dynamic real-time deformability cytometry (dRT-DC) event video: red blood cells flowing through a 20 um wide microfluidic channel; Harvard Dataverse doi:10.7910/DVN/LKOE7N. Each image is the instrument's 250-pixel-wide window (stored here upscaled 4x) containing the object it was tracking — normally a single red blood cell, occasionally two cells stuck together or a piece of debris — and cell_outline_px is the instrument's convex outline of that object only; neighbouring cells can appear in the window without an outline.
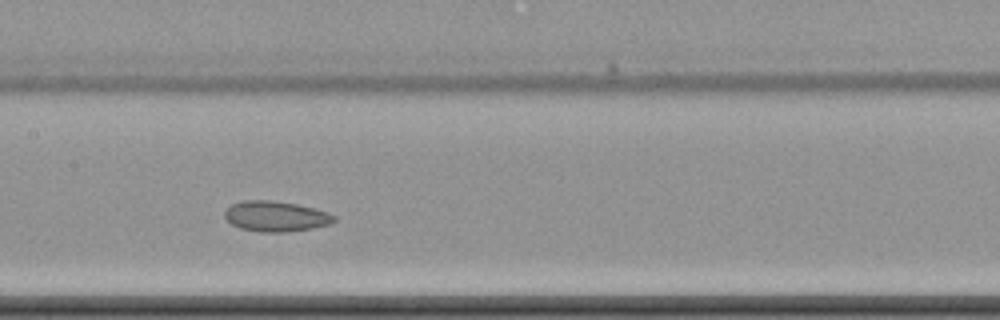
{"species": "common noctule bat (a hibernating species)", "species_latin": "Nyctalus noctula", "temperature_condition": "cold", "stored_images_in_passage": 9, "camera_frame_rate_fps": 3000, "um_per_image_px": 0.085, "animal": {"sex": "female", "body_mass_g": 22.7, "forearm_length_mm": 54.2}, "frame": {"image": 1, "passage_image": 6, "time_ms": 6.667, "image_size_px": [1000, 320], "cell_outline_px": [[336, 220], [328, 224], [312, 228], [280, 232], [260, 232], [240, 228], [232, 224], [224, 216], [224, 212], [232, 204], [244, 200], [272, 200], [296, 204], [328, 212], [336, 216]], "centroid_in_image_um": [23.43, 18.38], "position_along_channel_um": 184.0, "area_um2": 19.19}}
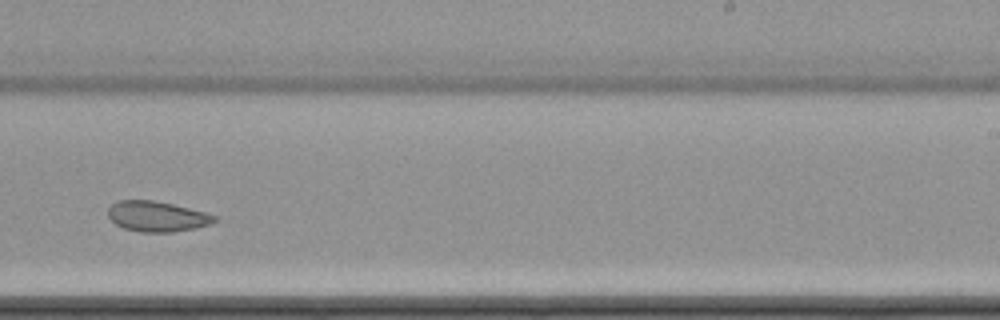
{"frame": {"image": 2, "passage_image": 8, "time_ms": 9.333, "image_size_px": [1000, 320], "cell_outline_px": [[216, 220], [212, 224], [196, 228], [172, 232], [140, 232], [124, 228], [116, 224], [108, 216], [108, 208], [116, 200], [152, 200], [172, 204], [204, 212], [216, 216]], "centroid_in_image_um": [13.33, 18.4], "position_along_channel_um": 275.7, "area_um2": 18.79}}
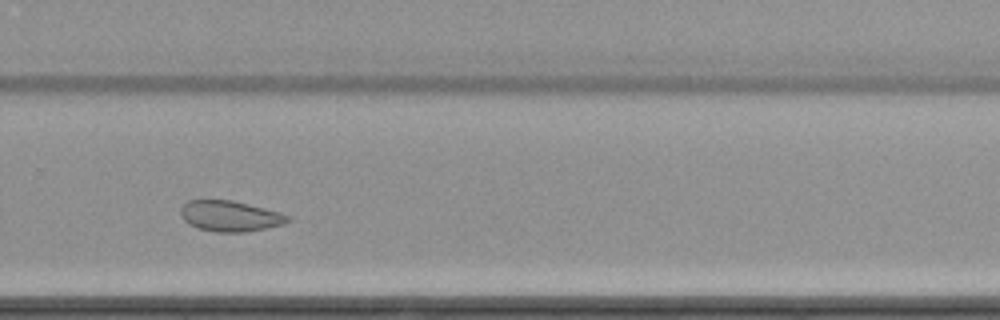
{"frame": {"image": 3, "passage_image": 9, "time_ms": 10.333, "image_size_px": [1000, 320], "cell_outline_px": [[292, 220], [284, 224], [244, 232], [216, 232], [196, 228], [188, 224], [184, 220], [180, 212], [180, 208], [188, 200], [232, 200], [280, 212], [288, 216]], "centroid_in_image_um": [19.53, 18.37], "position_along_channel_um": 310.3, "area_um2": 19.13}}